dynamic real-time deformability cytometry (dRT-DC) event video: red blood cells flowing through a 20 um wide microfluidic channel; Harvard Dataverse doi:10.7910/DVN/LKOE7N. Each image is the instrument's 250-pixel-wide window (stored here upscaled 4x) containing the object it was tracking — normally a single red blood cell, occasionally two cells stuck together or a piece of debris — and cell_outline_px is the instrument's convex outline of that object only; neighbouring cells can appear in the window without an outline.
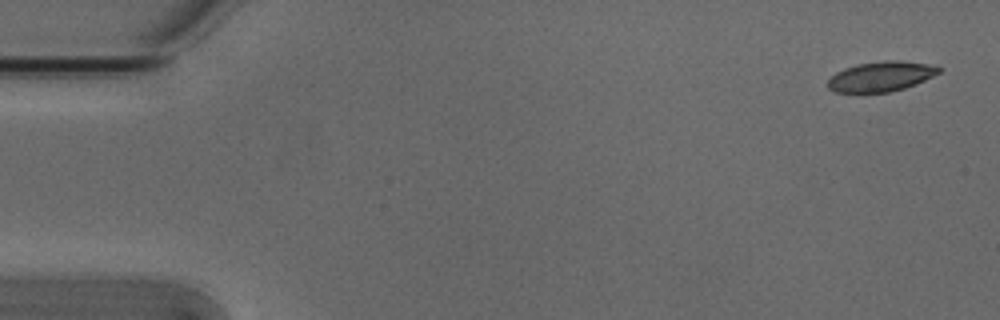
{"species": "Egyptian fruit bat (a non-hibernating species)", "species_latin": "Rousettus aegyptiacus", "temperature_condition": "cold", "stored_images_in_passage": 5, "camera_frame_rate_fps": 3000, "um_per_image_px": 0.085, "animal": {"sex": "male"}, "frame": {"image": 1, "passage_image": 1, "time_ms": 0.0, "image_size_px": [1000, 320], "cell_outline_px": [[940, 72], [924, 80], [904, 88], [888, 92], [836, 92], [828, 88], [828, 80], [836, 72], [844, 68], [856, 64], [884, 60], [900, 60], [928, 64], [940, 68]], "centroid_in_image_um": [74.85, 6.49], "position_along_channel_um": 10.1, "area_um2": 19.19}}
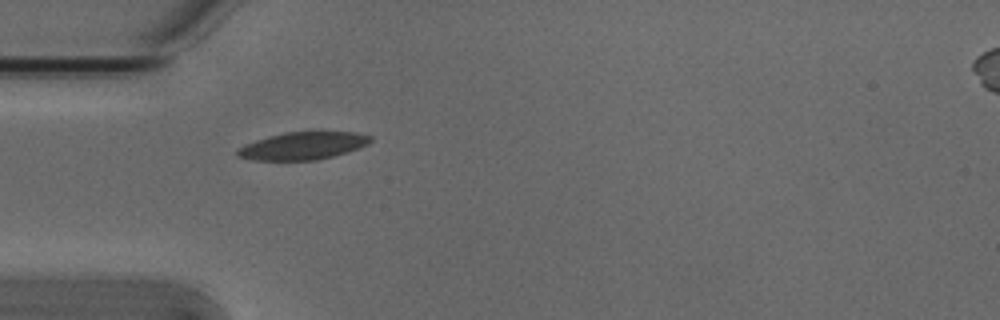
{"frame": {"image": 2, "passage_image": 5, "time_ms": 1.333, "image_size_px": [1000, 320], "cell_outline_px": [[372, 140], [368, 144], [360, 148], [348, 152], [316, 160], [252, 160], [236, 156], [236, 152], [244, 144], [268, 136], [284, 132], [356, 132], [372, 136]], "centroid_in_image_um": [25.75, 12.39], "position_along_channel_um": 59.2, "area_um2": 21.39}}